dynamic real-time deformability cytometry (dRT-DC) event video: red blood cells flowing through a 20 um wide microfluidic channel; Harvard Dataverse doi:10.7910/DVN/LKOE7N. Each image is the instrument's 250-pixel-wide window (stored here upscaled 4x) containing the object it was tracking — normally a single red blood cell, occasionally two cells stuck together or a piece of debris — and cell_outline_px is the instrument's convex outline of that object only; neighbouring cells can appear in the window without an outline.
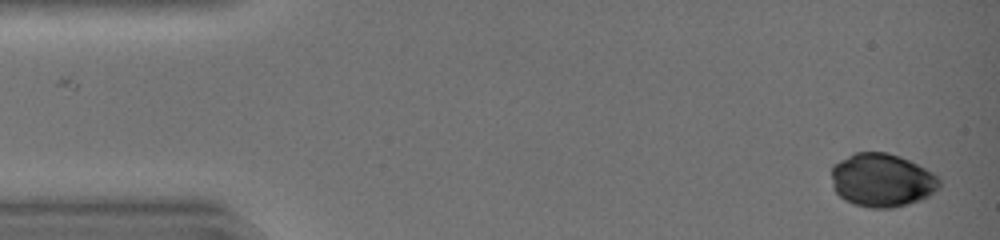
{"species": "common noctule bat (a hibernating species)", "species_latin": "Nyctalus noctula", "temperature_condition": "warm", "stored_images_in_passage": 12, "camera_frame_rate_fps": 3000, "um_per_image_px": 0.085, "animal": {"sex": "female", "body_mass_g": 19.0, "forearm_length_mm": 51.5}, "frame": {"image": 1, "passage_image": 1, "time_ms": 0.0, "image_size_px": [1000, 240], "cell_outline_px": [[940, 188], [928, 196], [920, 200], [908, 204], [892, 208], [872, 208], [856, 204], [844, 200], [836, 192], [832, 184], [832, 164], [856, 152], [888, 152], [900, 156], [932, 172], [940, 180]], "centroid_in_image_um": [74.96, 15.31], "position_along_channel_um": 10.0, "area_um2": 33.58}}
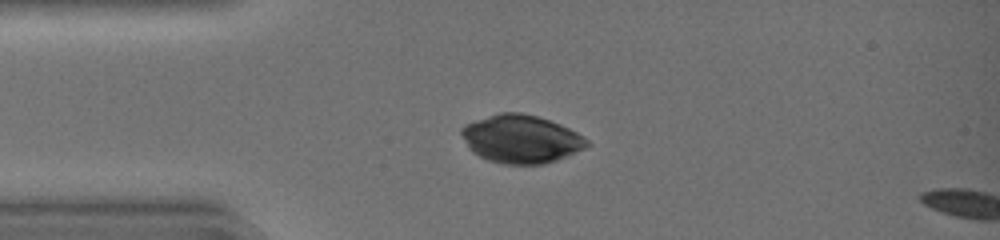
{"frame": {"image": 2, "passage_image": 10, "time_ms": 3.0, "image_size_px": [1000, 240], "cell_outline_px": [[592, 144], [584, 148], [556, 160], [544, 164], [504, 164], [488, 160], [472, 152], [468, 148], [460, 132], [460, 128], [464, 124], [500, 112], [520, 112], [536, 116], [560, 124], [584, 136]], "centroid_in_image_um": [44.27, 11.81], "position_along_channel_um": 40.7, "area_um2": 35.08}}